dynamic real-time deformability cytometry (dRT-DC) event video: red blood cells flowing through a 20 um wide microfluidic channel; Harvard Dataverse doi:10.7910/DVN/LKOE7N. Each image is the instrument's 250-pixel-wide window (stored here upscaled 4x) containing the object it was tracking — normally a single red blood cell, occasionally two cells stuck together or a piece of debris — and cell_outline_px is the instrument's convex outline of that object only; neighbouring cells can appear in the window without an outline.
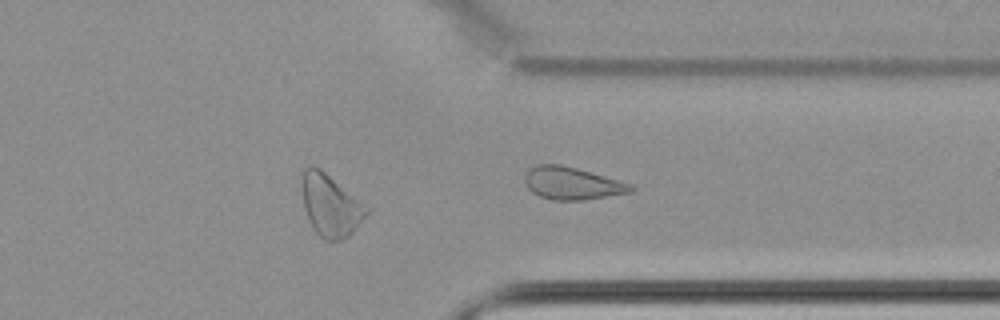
{"species": "common noctule bat (a hibernating species)", "species_latin": "Nyctalus noctula", "temperature_condition": "cold", "stored_images_in_passage": 49, "camera_frame_rate_fps": 3000, "um_per_image_px": 0.085, "animal": {"sex": "female", "body_mass_g": 22.7, "forearm_length_mm": 54.2}, "frame": {"image": 1, "passage_image": 49, "time_ms": 16.0, "image_size_px": [1000, 320], "cell_outline_px": [[636, 188], [628, 192], [584, 200], [552, 200], [540, 196], [532, 192], [528, 188], [524, 180], [524, 176], [528, 168], [536, 164], [560, 164], [576, 168], [616, 180], [628, 184]], "centroid_in_image_um": [48.52, 15.57], "position_along_channel_um": 362.9, "area_um2": 19.71}}